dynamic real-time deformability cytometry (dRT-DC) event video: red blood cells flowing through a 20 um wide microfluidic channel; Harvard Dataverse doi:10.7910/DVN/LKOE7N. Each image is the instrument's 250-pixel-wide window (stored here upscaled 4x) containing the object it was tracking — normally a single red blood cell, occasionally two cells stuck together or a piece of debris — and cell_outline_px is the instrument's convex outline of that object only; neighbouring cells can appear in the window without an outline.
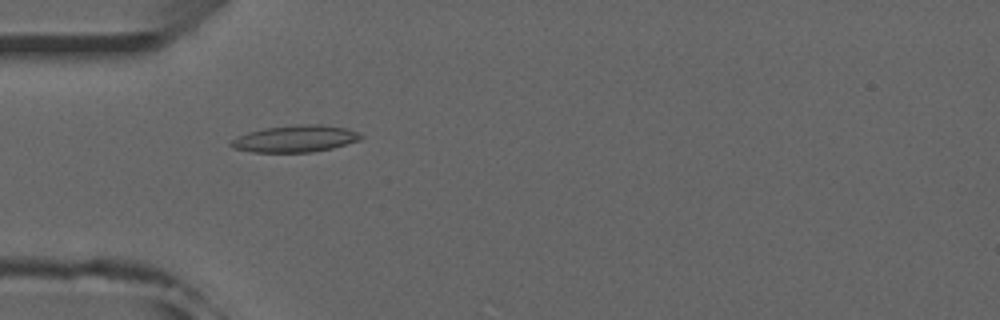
{"species": "common noctule bat (a hibernating species)", "species_latin": "Nyctalus noctula", "temperature_condition": "room temperature", "stored_images_in_passage": 18, "camera_frame_rate_fps": 3000, "um_per_image_px": 0.085, "animal": {"sex": "male", "forearm_length_mm": 52.5}, "frame": {"image": 1, "passage_image": 1, "time_ms": 0.0, "image_size_px": [1000, 320], "cell_outline_px": [[364, 136], [360, 140], [332, 148], [312, 152], [252, 152], [232, 148], [228, 144], [236, 136], [248, 132], [264, 128], [296, 124], [320, 124], [344, 128], [356, 132]], "centroid_in_image_um": [25.05, 11.79], "position_along_channel_um": 60.0, "area_um2": 20.35}}
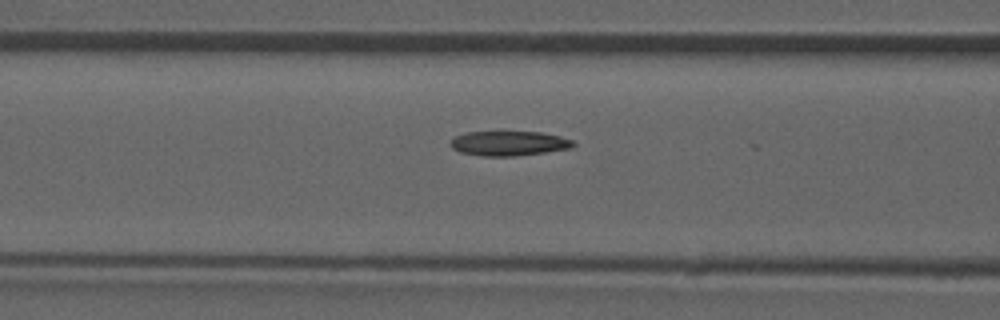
{"frame": {"image": 2, "passage_image": 6, "time_ms": 1.667, "image_size_px": [1000, 320], "cell_outline_px": [[576, 144], [572, 148], [516, 156], [484, 156], [460, 152], [452, 148], [448, 144], [448, 140], [456, 136], [468, 132], [504, 128], [540, 132], [560, 136], [572, 140]], "centroid_in_image_um": [43.21, 12.13], "position_along_channel_um": 123.4, "area_um2": 18.73}}